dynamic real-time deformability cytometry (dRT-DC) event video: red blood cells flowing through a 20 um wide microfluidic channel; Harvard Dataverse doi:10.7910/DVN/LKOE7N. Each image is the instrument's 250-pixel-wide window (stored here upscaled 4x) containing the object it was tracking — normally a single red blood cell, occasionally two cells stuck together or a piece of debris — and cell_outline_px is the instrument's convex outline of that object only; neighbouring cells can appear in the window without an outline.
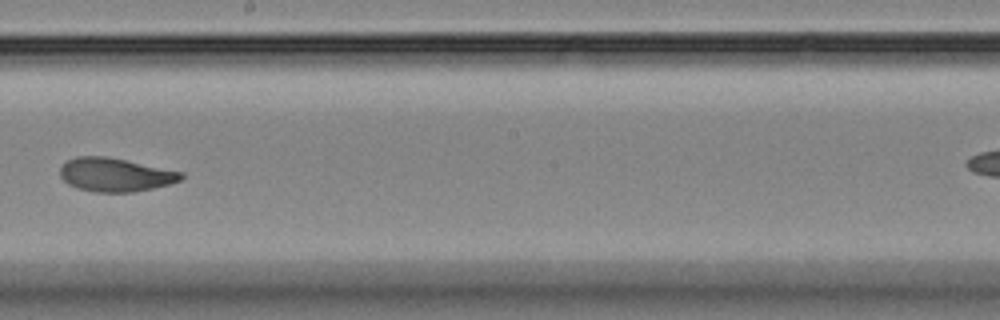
{"species": "Egyptian fruit bat (a non-hibernating species)", "species_latin": "Rousettus aegyptiacus", "temperature_condition": "room temperature", "stored_images_in_passage": 14, "camera_frame_rate_fps": 3000, "um_per_image_px": 0.085, "animal": {"sex": "female"}, "frame": {"image": 1, "passage_image": 7, "time_ms": 8.0, "image_size_px": [1000, 320], "cell_outline_px": [[184, 176], [180, 180], [168, 184], [152, 188], [132, 192], [96, 192], [76, 188], [68, 184], [60, 176], [60, 168], [68, 160], [76, 156], [108, 156], [184, 172]], "centroid_in_image_um": [9.79, 14.84], "position_along_channel_um": 238.4, "area_um2": 23.7}}
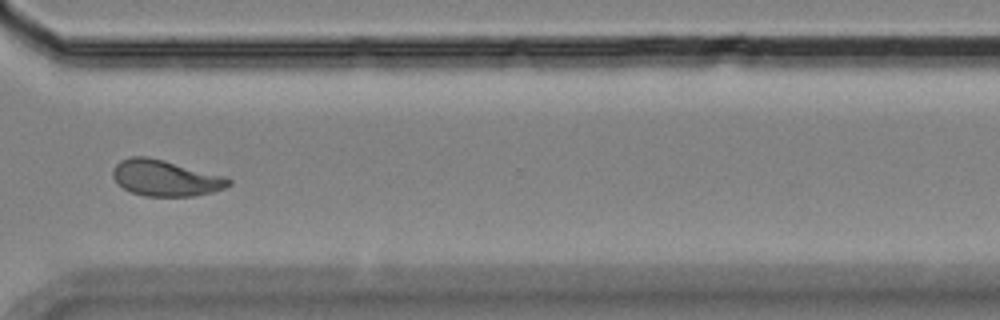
{"frame": {"image": 2, "passage_image": 10, "time_ms": 11.333, "image_size_px": [1000, 320], "cell_outline_px": [[232, 184], [224, 188], [212, 192], [192, 196], [144, 196], [132, 192], [116, 184], [112, 176], [112, 168], [120, 160], [132, 156], [148, 156], [164, 160], [224, 176], [232, 180]], "centroid_in_image_um": [14.03, 15.13], "position_along_channel_um": 356.6, "area_um2": 24.39}}
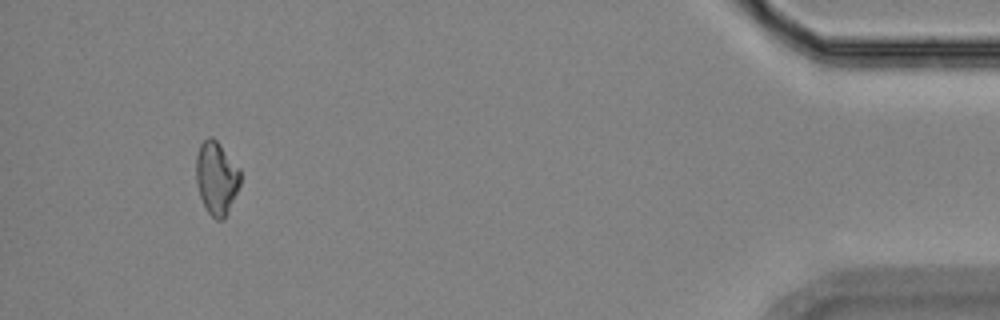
{"frame": {"image": 3, "passage_image": 14, "time_ms": 17.0, "image_size_px": [1000, 320], "cell_outline_px": [[240, 184], [228, 212], [224, 220], [216, 220], [208, 212], [200, 196], [196, 184], [196, 156], [200, 144], [208, 136], [212, 136], [220, 144], [240, 168]], "centroid_in_image_um": [18.4, 15.12], "position_along_channel_um": 416.8, "area_um2": 18.9}, "authors_computed_cell_mechanics": {"area_um2": 23.8425, "velocity_mm_per_s": 3.5541, "shape_relaxation_time_tau1_ms": 3.9623, "shape_relaxation_time_tau2_ms": 1.0246, "deformation_change_tau1": 0.1309, "deformation_change_tau2": 0.0638}}